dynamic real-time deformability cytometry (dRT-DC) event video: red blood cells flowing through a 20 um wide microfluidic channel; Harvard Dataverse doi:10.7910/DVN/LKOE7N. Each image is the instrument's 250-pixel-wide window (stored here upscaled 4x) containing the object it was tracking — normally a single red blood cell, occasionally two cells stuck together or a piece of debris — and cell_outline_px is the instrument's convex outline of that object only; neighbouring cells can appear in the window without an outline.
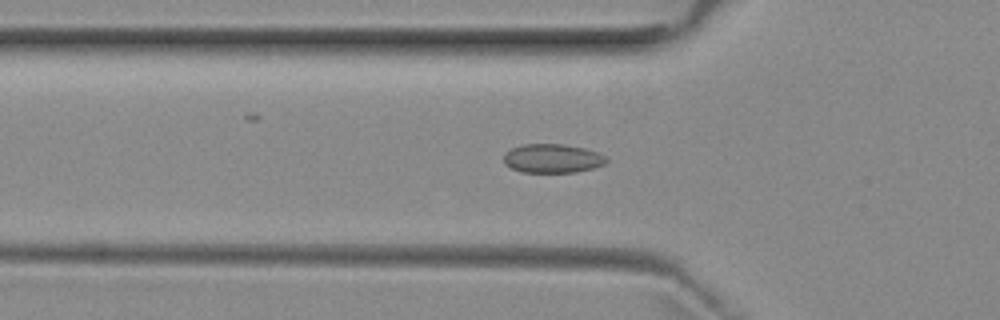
{"species": "common noctule bat (a hibernating species)", "species_latin": "Nyctalus noctula", "temperature_condition": "room temperature", "stored_images_in_passage": 45, "camera_frame_rate_fps": 3000, "um_per_image_px": 0.085, "animal": {"sex": "female", "body_mass_g": 29.2, "forearm_length_mm": 56.3}, "frame": {"image": 1, "passage_image": 17, "time_ms": 5.333, "image_size_px": [1000, 320], "cell_outline_px": [[608, 160], [604, 164], [592, 168], [576, 172], [520, 172], [504, 164], [504, 152], [512, 148], [524, 144], [564, 144], [584, 148], [596, 152], [604, 156]], "centroid_in_image_um": [46.92, 13.46], "position_along_channel_um": 78.9, "area_um2": 17.22}}
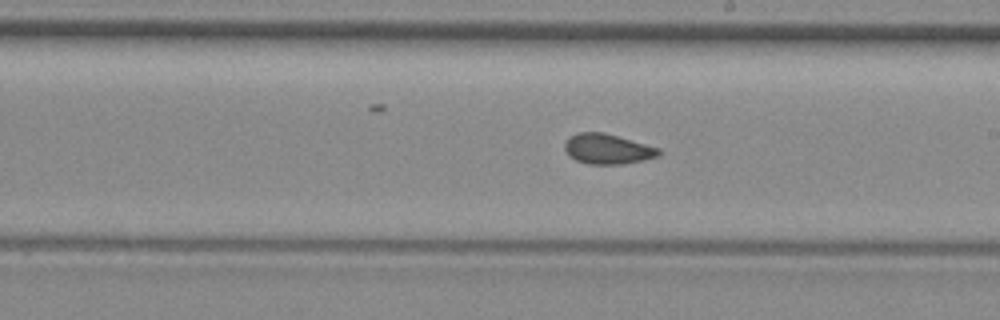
{"frame": {"image": 2, "passage_image": 29, "time_ms": 9.333, "image_size_px": [1000, 320], "cell_outline_px": [[660, 156], [644, 160], [624, 164], [588, 164], [576, 160], [564, 148], [564, 144], [568, 136], [576, 132], [604, 132], [660, 148]], "centroid_in_image_um": [51.65, 12.65], "position_along_channel_um": 237.3, "area_um2": 16.59}}
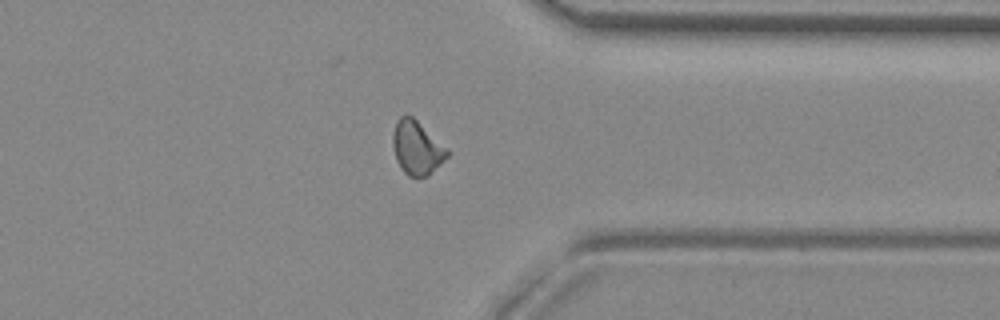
{"frame": {"image": 3, "passage_image": 40, "time_ms": 13.0, "image_size_px": [1000, 320], "cell_outline_px": [[448, 156], [428, 176], [408, 176], [400, 168], [396, 160], [392, 144], [392, 136], [396, 120], [400, 116], [412, 116], [448, 148]], "centroid_in_image_um": [35.41, 12.56], "position_along_channel_um": 376.0, "area_um2": 16.99}}